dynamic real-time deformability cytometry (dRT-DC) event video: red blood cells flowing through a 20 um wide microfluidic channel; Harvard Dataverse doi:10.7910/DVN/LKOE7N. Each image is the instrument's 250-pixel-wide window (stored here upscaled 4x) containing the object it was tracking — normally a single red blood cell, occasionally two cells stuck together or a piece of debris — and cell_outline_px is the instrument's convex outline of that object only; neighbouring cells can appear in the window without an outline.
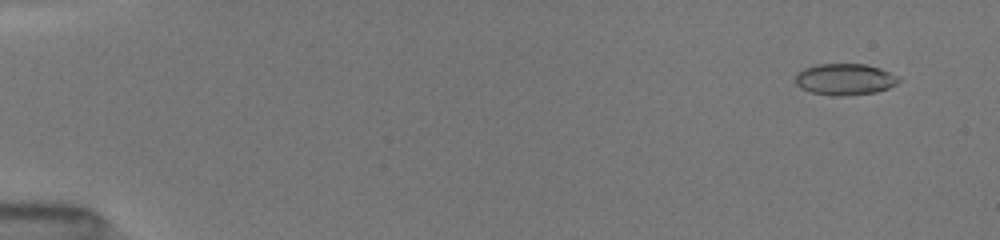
{"species": "common noctule bat (a hibernating species)", "species_latin": "Nyctalus noctula", "temperature_condition": "room temperature", "stored_images_in_passage": 22, "camera_frame_rate_fps": 3000, "um_per_image_px": 0.085, "animal": {"sex": "female", "body_mass_g": 19.5, "forearm_length_mm": 54.1}, "frame": {"image": 1, "passage_image": 1, "time_ms": 0.0, "image_size_px": [1000, 240], "cell_outline_px": [[900, 80], [896, 84], [888, 88], [876, 92], [848, 96], [832, 96], [812, 92], [800, 88], [796, 84], [796, 72], [804, 68], [816, 64], [868, 64], [880, 68], [900, 76]], "centroid_in_image_um": [71.82, 6.74], "position_along_channel_um": 13.2, "area_um2": 19.19}}
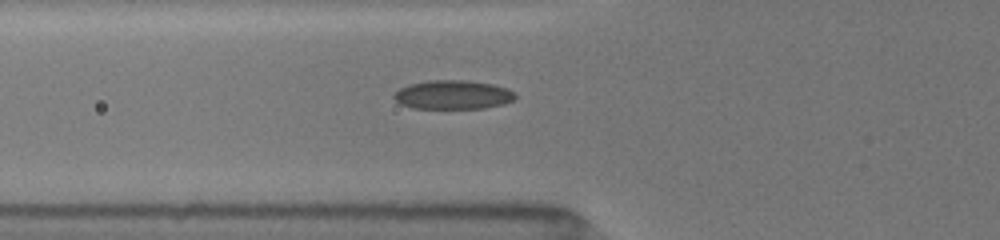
{"frame": {"image": 2, "passage_image": 16, "time_ms": 5.333, "image_size_px": [1000, 240], "cell_outline_px": [[516, 96], [512, 100], [504, 104], [484, 108], [412, 108], [400, 104], [392, 96], [400, 88], [408, 84], [428, 80], [468, 80], [492, 84], [508, 88], [516, 92]], "centroid_in_image_um": [38.51, 8.04], "position_along_channel_um": 87.3, "area_um2": 20.58}}
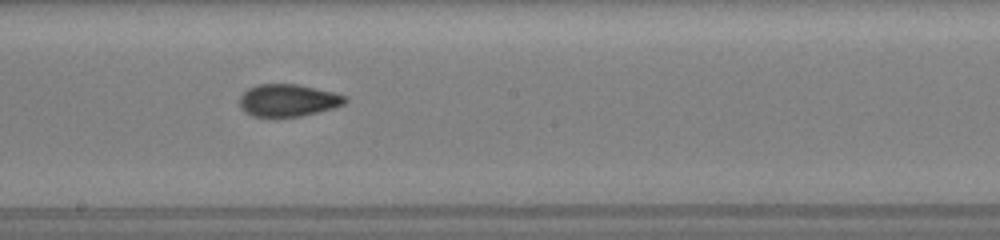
{"frame": {"image": 3, "passage_image": 21, "time_ms": 8.667, "image_size_px": [1000, 240], "cell_outline_px": [[348, 100], [344, 104], [332, 108], [300, 116], [252, 116], [244, 112], [240, 108], [240, 96], [248, 88], [256, 84], [296, 84], [336, 92], [348, 96]], "centroid_in_image_um": [24.49, 8.51], "position_along_channel_um": 223.7, "area_um2": 19.88}}